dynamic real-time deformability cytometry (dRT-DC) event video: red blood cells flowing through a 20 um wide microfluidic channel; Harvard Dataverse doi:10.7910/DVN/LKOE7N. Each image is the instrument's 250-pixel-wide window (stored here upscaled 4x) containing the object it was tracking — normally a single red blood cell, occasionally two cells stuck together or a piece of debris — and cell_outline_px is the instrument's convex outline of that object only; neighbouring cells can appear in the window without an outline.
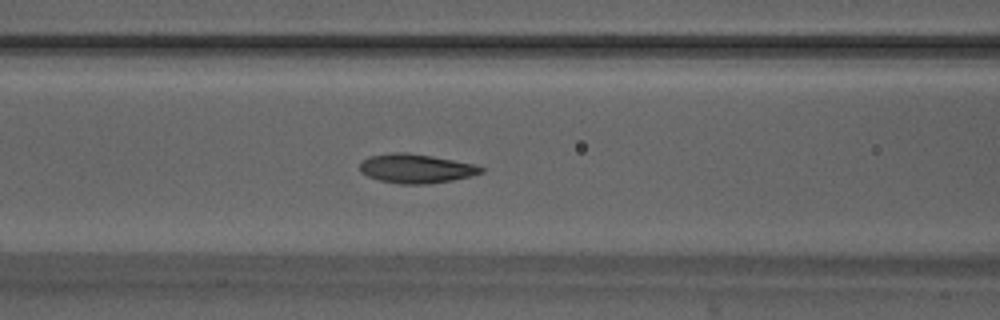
{"species": "Egyptian fruit bat (a non-hibernating species)", "species_latin": "Rousettus aegyptiacus", "temperature_condition": "warm", "stored_images_in_passage": 43, "camera_frame_rate_fps": 3000, "um_per_image_px": 0.085, "animal": {"sex": "male"}, "frame": {"image": 1, "passage_image": 13, "time_ms": 4.0, "image_size_px": [1000, 320], "cell_outline_px": [[484, 172], [452, 180], [428, 184], [400, 184], [380, 180], [368, 176], [360, 172], [360, 164], [368, 156], [392, 152], [404, 152], [432, 156], [476, 164], [484, 168]], "centroid_in_image_um": [35.36, 14.32], "position_along_channel_um": 131.2, "area_um2": 20.52}}
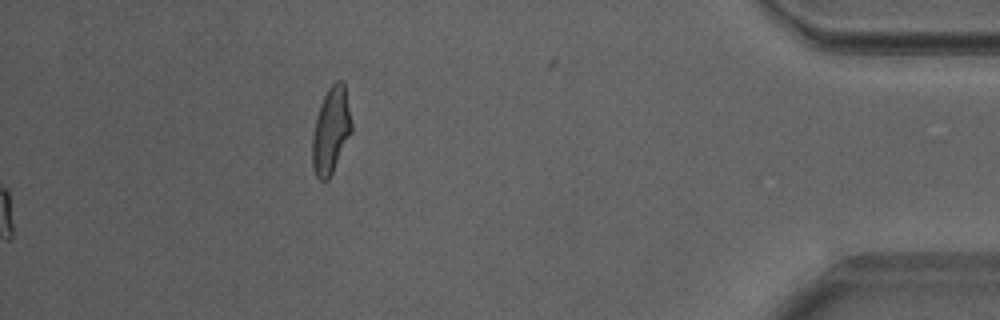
{"frame": {"image": 2, "passage_image": 43, "time_ms": 14.0, "image_size_px": [1000, 320], "cell_outline_px": [[352, 132], [328, 180], [320, 180], [316, 176], [312, 168], [312, 136], [316, 116], [320, 104], [328, 88], [336, 80], [344, 80], [352, 124]], "centroid_in_image_um": [28.12, 11.07], "position_along_channel_um": 407.1, "area_um2": 19.83}, "authors_computed_cell_mechanics": {"area_um2": 20.2878, "velocity_mm_per_s": 4.1417, "shape_relaxation_time_tau1_ms": 3.5848, "shape_relaxation_time_tau2_ms": 1.5227, "deformation_change_tau1": 0.1449, "deformation_change_tau2": 0.0753}}